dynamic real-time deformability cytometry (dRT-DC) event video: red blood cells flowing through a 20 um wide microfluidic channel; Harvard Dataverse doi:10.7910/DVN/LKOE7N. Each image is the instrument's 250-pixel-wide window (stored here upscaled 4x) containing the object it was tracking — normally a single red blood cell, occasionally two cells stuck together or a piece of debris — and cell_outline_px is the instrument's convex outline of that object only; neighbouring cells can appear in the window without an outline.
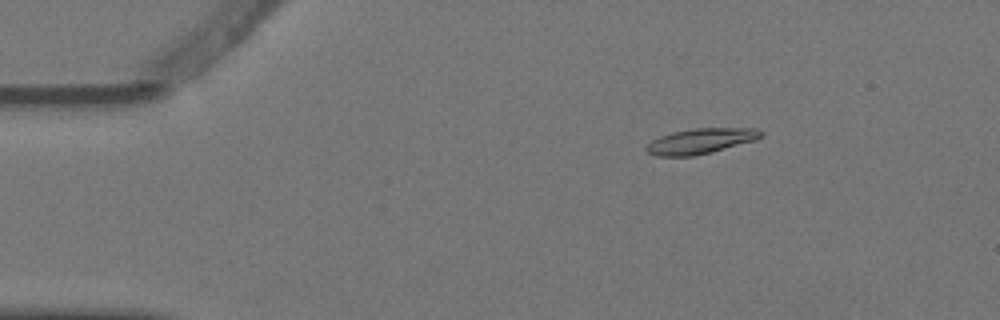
{"species": "Egyptian fruit bat (a non-hibernating species)", "species_latin": "Rousettus aegyptiacus", "temperature_condition": "warm", "stored_images_in_passage": 4, "camera_frame_rate_fps": 3000, "um_per_image_px": 0.085, "animal": {"sex": "female"}, "frame": {"image": 1, "passage_image": 2, "time_ms": 0.333, "image_size_px": [1000, 320], "cell_outline_px": [[764, 136], [756, 140], [692, 156], [656, 156], [648, 152], [644, 148], [652, 140], [660, 136], [672, 132], [692, 128], [756, 128], [764, 132]], "centroid_in_image_um": [59.56, 11.97], "position_along_channel_um": 25.4, "area_um2": 16.82}}